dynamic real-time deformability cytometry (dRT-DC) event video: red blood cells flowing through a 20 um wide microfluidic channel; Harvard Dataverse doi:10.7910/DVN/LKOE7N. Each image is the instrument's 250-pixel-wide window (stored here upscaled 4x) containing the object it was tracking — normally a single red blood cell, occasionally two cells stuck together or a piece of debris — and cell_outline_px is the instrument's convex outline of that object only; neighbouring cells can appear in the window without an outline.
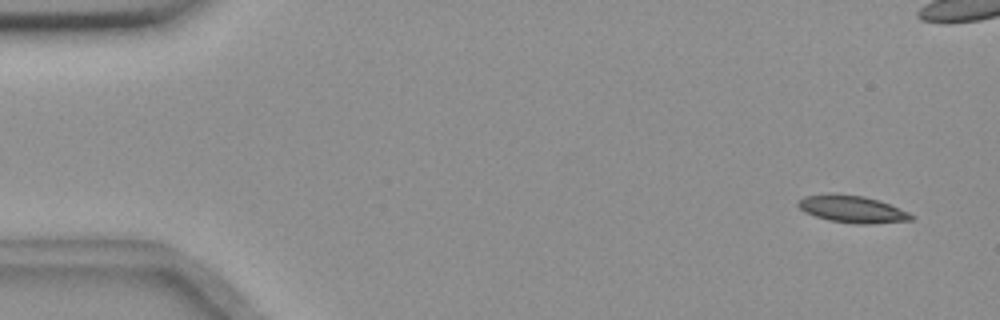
{"species": "common noctule bat (a hibernating species)", "species_latin": "Nyctalus noctula", "temperature_condition": "room temperature", "stored_images_in_passage": 5, "camera_frame_rate_fps": 3000, "um_per_image_px": 0.085, "animal": {"sex": "female", "body_mass_g": 18.4}, "frame": {"image": 1, "passage_image": 1, "time_ms": 0.0, "image_size_px": [1000, 320], "cell_outline_px": [[916, 216], [912, 220], [868, 224], [852, 224], [828, 220], [804, 212], [796, 204], [804, 196], [828, 192], [864, 196], [888, 204], [908, 212]], "centroid_in_image_um": [72.4, 17.77], "position_along_channel_um": 12.6, "area_um2": 17.98}}